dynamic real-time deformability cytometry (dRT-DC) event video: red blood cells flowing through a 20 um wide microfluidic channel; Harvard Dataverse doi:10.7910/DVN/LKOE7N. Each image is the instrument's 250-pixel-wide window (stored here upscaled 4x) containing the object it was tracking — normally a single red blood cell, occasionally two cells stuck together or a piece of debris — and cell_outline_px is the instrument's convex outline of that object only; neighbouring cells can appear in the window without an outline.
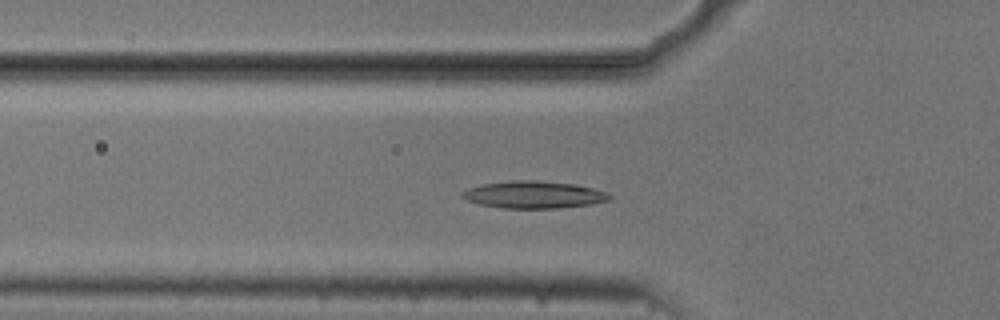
{"species": "common noctule bat (a hibernating species)", "species_latin": "Nyctalus noctula", "temperature_condition": "cold", "stored_images_in_passage": 54, "camera_frame_rate_fps": 3000, "um_per_image_px": 0.085, "animal": {"sex": "male", "body_mass_g": 20.5, "forearm_length_mm": 52.5}, "frame": {"image": 1, "passage_image": 17, "time_ms": 5.333, "image_size_px": [1000, 320], "cell_outline_px": [[612, 196], [608, 200], [592, 204], [560, 208], [500, 208], [480, 204], [468, 200], [460, 196], [460, 192], [468, 188], [484, 184], [512, 180], [536, 180], [576, 184], [592, 188], [604, 192]], "centroid_in_image_um": [45.34, 16.55], "position_along_channel_um": 80.5, "area_um2": 23.29}}
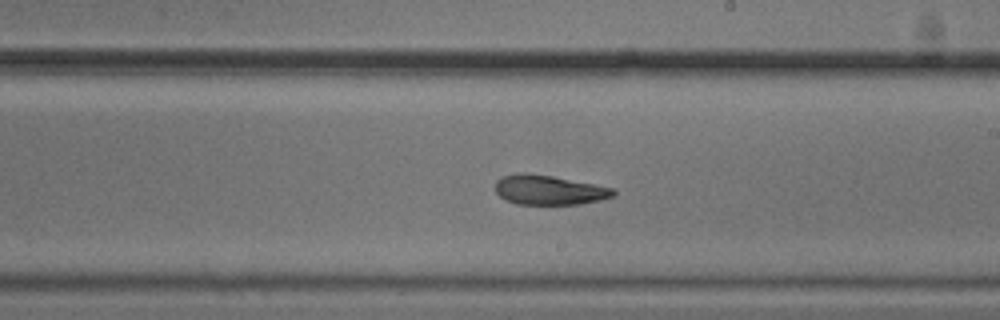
{"frame": {"image": 2, "passage_image": 30, "time_ms": 9.667, "image_size_px": [1000, 320], "cell_outline_px": [[616, 196], [600, 200], [580, 204], [516, 204], [500, 196], [496, 192], [496, 180], [500, 176], [516, 172], [524, 172], [552, 176], [612, 188], [616, 192]], "centroid_in_image_um": [46.64, 16.14], "position_along_channel_um": 242.4, "area_um2": 20.35}}
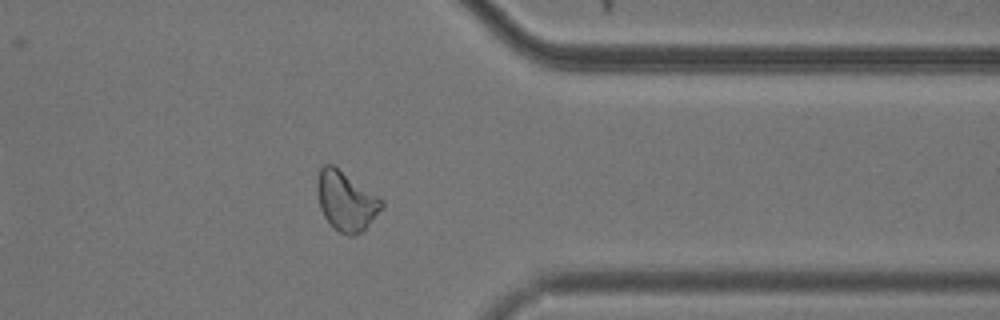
{"frame": {"image": 3, "passage_image": 42, "time_ms": 13.667, "image_size_px": [1000, 320], "cell_outline_px": [[384, 204], [368, 224], [360, 232], [352, 236], [348, 236], [340, 232], [324, 216], [320, 208], [316, 188], [316, 180], [320, 168], [324, 164], [332, 164], [380, 196], [384, 200]], "centroid_in_image_um": [29.4, 17.04], "position_along_channel_um": 382.0, "area_um2": 22.08}, "authors_computed_cell_mechanics": {"area_um2": 22.1952, "velocity_mm_per_s": 3.7158, "shape_relaxation_time_tau1_ms": 5.8504, "shape_relaxation_time_tau2_ms": 3.8918, "deformation_change_tau1": 0.1454, "deformation_change_tau2": 0.1067}}